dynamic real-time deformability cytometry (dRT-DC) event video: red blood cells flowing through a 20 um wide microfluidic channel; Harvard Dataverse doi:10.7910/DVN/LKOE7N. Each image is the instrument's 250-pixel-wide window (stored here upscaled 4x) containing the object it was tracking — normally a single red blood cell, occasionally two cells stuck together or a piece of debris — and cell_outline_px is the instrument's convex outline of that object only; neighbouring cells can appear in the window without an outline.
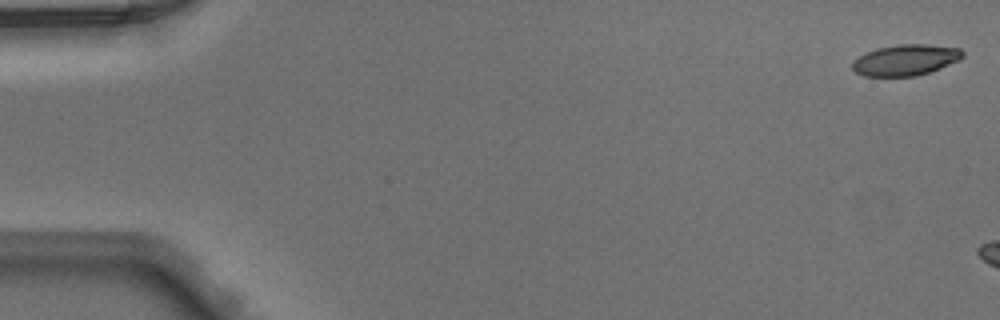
{"species": "Egyptian fruit bat (a non-hibernating species)", "species_latin": "Rousettus aegyptiacus", "temperature_condition": "warm", "stored_images_in_passage": 6, "camera_frame_rate_fps": 3000, "um_per_image_px": 0.085, "animal": {"sex": "male"}, "frame": {"image": 1, "passage_image": 1, "time_ms": 0.0, "image_size_px": [1000, 320], "cell_outline_px": [[964, 56], [960, 60], [940, 68], [916, 76], [864, 76], [856, 72], [852, 68], [852, 60], [864, 52], [876, 48], [900, 44], [928, 44], [960, 48], [964, 52]], "centroid_in_image_um": [76.96, 5.09], "position_along_channel_um": 8.0, "area_um2": 20.11}}